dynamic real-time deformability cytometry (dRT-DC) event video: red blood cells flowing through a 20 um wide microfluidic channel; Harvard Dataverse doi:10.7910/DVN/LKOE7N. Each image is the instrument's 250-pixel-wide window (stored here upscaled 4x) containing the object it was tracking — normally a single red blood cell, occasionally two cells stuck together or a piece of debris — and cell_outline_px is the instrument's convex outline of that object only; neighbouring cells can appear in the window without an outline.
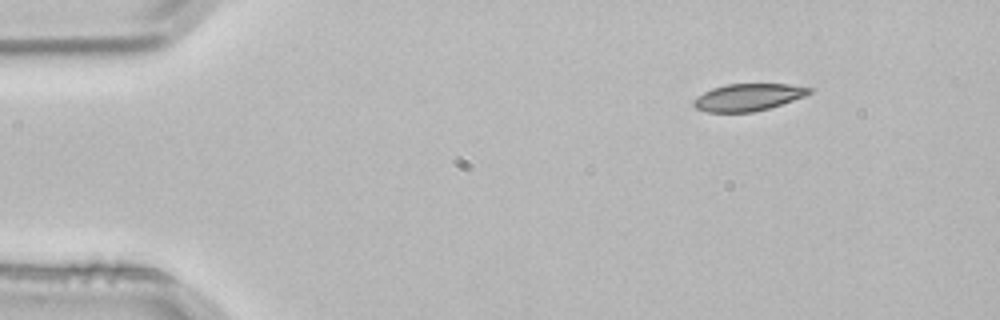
{"species": "common noctule bat (a hibernating species)", "species_latin": "Nyctalus noctula", "temperature_condition": "room temperature", "stored_images_in_passage": 3, "camera_frame_rate_fps": 3000, "um_per_image_px": 0.085, "animal": {"sex": "male", "body_mass_g": 21.5, "forearm_length_mm": 52.0}, "frame": {"image": 1, "passage_image": 1, "time_ms": 0.0, "image_size_px": [1000, 320], "cell_outline_px": [[812, 92], [804, 96], [768, 108], [752, 112], [708, 112], [696, 108], [692, 104], [692, 100], [696, 96], [712, 88], [728, 84], [788, 84], [812, 88]], "centroid_in_image_um": [63.54, 8.26], "position_along_channel_um": 21.5, "area_um2": 18.15}}
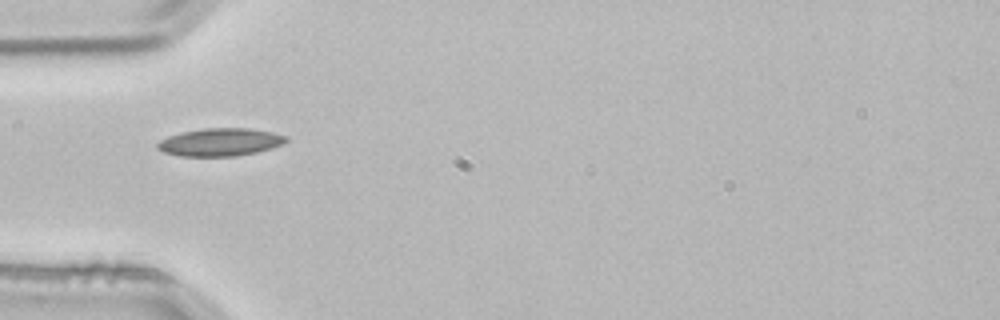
{"frame": {"image": 2, "passage_image": 3, "time_ms": 0.667, "image_size_px": [1000, 320], "cell_outline_px": [[288, 140], [280, 144], [256, 152], [236, 156], [180, 156], [164, 152], [156, 148], [156, 144], [160, 140], [168, 136], [184, 132], [204, 128], [248, 128], [272, 132], [288, 136]], "centroid_in_image_um": [18.68, 12.08], "position_along_channel_um": 66.3, "area_um2": 20.63}}